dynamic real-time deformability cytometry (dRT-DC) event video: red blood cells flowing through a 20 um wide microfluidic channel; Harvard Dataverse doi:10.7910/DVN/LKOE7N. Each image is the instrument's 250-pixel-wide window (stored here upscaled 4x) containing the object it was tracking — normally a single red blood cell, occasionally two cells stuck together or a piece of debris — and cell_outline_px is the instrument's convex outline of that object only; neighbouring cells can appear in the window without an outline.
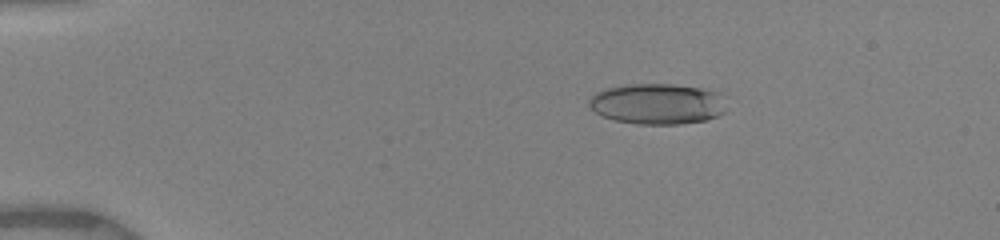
{"species": "human", "species_latin": "Homo sapiens", "temperature_condition": "warm", "stored_images_in_passage": 20, "camera_frame_rate_fps": 3000, "um_per_image_px": 0.085, "donor": {"sex": "female"}, "frame": {"image": 1, "passage_image": 9, "time_ms": 3.0, "image_size_px": [1000, 240], "cell_outline_px": [[724, 112], [708, 120], [680, 124], [636, 124], [616, 120], [604, 116], [596, 112], [588, 104], [588, 100], [596, 92], [604, 88], [628, 84], [672, 84], [700, 88], [720, 92]], "centroid_in_image_um": [55.85, 8.82], "position_along_channel_um": 29.1, "area_um2": 32.48}}
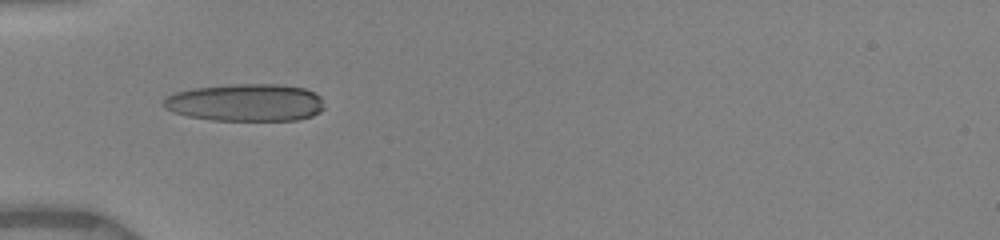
{"frame": {"image": 2, "passage_image": 16, "time_ms": 5.667, "image_size_px": [1000, 240], "cell_outline_px": [[324, 108], [320, 112], [312, 116], [296, 120], [212, 120], [188, 116], [172, 112], [164, 108], [160, 104], [164, 96], [176, 92], [192, 88], [232, 84], [280, 84], [304, 88], [320, 96]], "centroid_in_image_um": [20.83, 8.71], "position_along_channel_um": 64.2, "area_um2": 35.37}}